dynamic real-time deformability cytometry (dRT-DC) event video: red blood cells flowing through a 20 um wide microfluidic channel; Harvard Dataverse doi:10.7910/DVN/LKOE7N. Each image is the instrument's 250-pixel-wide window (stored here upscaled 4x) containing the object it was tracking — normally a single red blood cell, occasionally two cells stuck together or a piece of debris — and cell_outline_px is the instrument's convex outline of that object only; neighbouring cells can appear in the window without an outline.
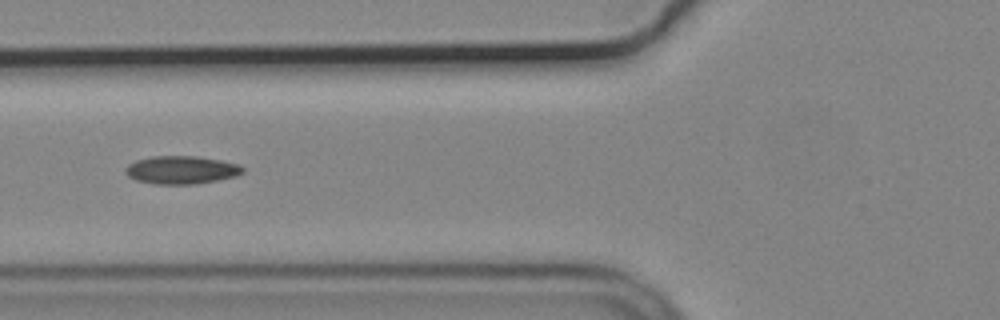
{"species": "common noctule bat (a hibernating species)", "species_latin": "Nyctalus noctula", "temperature_condition": "cold", "stored_images_in_passage": 23, "camera_frame_rate_fps": 3000, "um_per_image_px": 0.085, "animal": {"sex": "male", "body_mass_g": 19.2, "forearm_length_mm": 51.8}, "frame": {"image": 1, "passage_image": 7, "time_ms": 2.0, "image_size_px": [1000, 320], "cell_outline_px": [[244, 172], [236, 176], [196, 184], [152, 184], [136, 180], [128, 176], [124, 172], [124, 168], [128, 164], [136, 160], [152, 156], [196, 156], [220, 160], [240, 164], [244, 168]], "centroid_in_image_um": [15.4, 14.44], "position_along_channel_um": 110.4, "area_um2": 19.31}}